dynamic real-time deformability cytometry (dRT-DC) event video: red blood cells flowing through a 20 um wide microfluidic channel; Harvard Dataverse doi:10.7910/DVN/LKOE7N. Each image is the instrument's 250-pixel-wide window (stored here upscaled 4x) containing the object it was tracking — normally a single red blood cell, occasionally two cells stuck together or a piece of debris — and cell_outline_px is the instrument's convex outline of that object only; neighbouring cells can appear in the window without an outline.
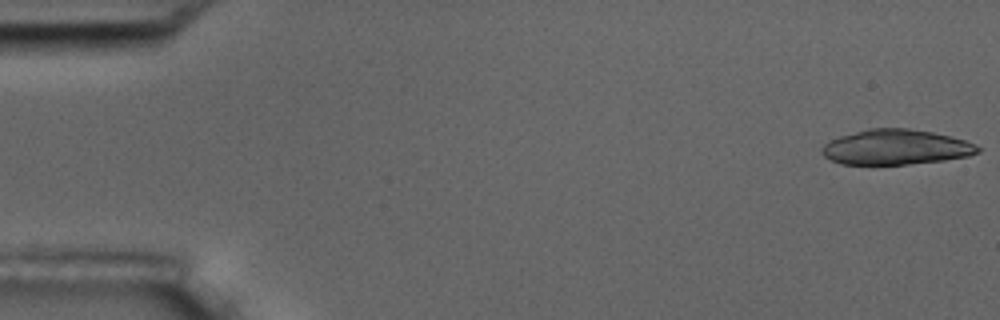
{"species": "common noctule bat (a hibernating species)", "species_latin": "Nyctalus noctula", "temperature_condition": "room temperature", "stored_images_in_passage": 14, "camera_frame_rate_fps": 3000, "um_per_image_px": 0.085, "animal": {"sex": "male", "body_mass_g": 17.5, "forearm_length_mm": 52.3}, "frame": {"image": 1, "passage_image": 1, "time_ms": 0.0, "image_size_px": [1000, 320], "cell_outline_px": [[980, 152], [968, 156], [944, 160], [908, 164], [840, 164], [824, 156], [820, 152], [820, 148], [828, 140], [840, 136], [868, 128], [908, 128], [932, 132], [964, 140], [980, 148]], "centroid_in_image_um": [76.09, 12.51], "position_along_channel_um": 8.9, "area_um2": 31.79}}